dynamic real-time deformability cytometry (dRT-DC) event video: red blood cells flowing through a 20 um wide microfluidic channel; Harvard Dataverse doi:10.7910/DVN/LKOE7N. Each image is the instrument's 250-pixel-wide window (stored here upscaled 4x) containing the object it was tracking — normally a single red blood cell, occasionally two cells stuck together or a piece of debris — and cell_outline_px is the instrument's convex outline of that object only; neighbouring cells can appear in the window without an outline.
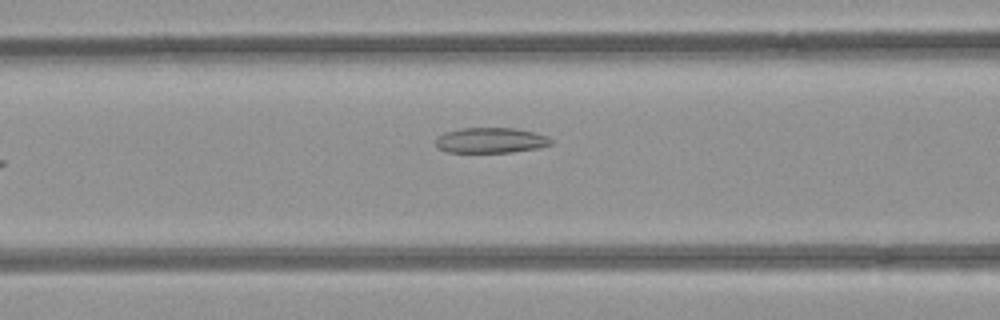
{"species": "common noctule bat (a hibernating species)", "species_latin": "Nyctalus noctula", "temperature_condition": "room temperature", "stored_images_in_passage": 34, "camera_frame_rate_fps": 3000, "um_per_image_px": 0.085, "animal": {"sex": "female", "body_mass_g": 21.9}, "frame": {"image": 1, "passage_image": 6, "time_ms": 1.667, "image_size_px": [1000, 320], "cell_outline_px": [[552, 144], [536, 148], [512, 152], [448, 152], [440, 148], [436, 144], [436, 136], [444, 132], [460, 128], [516, 128], [548, 136], [552, 140]], "centroid_in_image_um": [41.7, 11.92], "position_along_channel_um": 124.9, "area_um2": 16.99}}
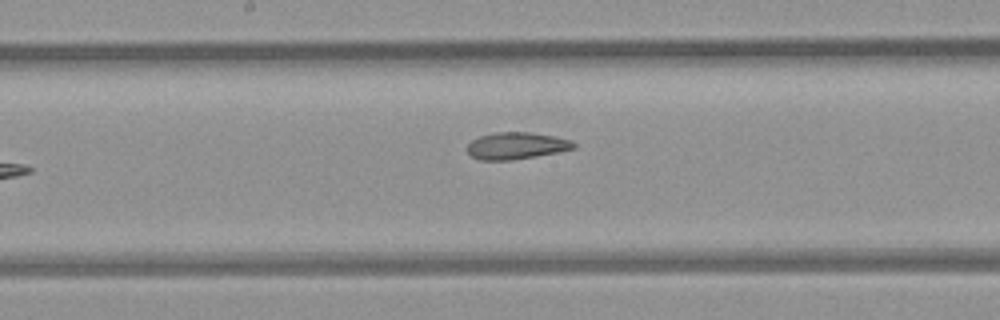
{"frame": {"image": 2, "passage_image": 12, "time_ms": 3.667, "image_size_px": [1000, 320], "cell_outline_px": [[576, 148], [536, 156], [512, 160], [480, 160], [472, 156], [468, 152], [468, 144], [472, 140], [480, 136], [496, 132], [528, 132], [556, 136], [572, 140], [576, 144]], "centroid_in_image_um": [43.92, 12.38], "position_along_channel_um": 204.3, "area_um2": 16.65}}
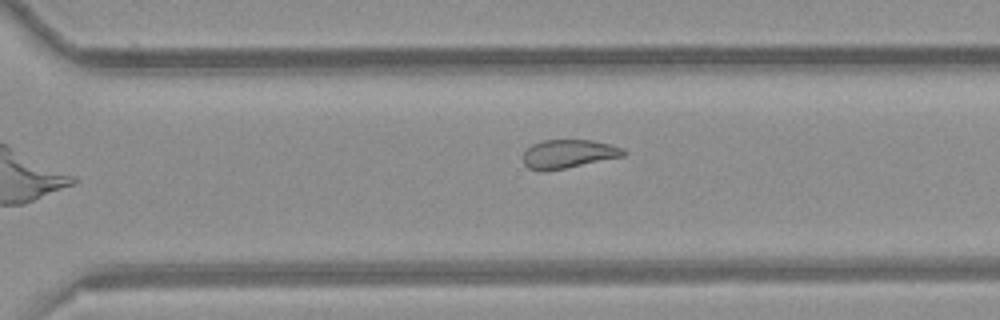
{"frame": {"image": 3, "passage_image": 21, "time_ms": 6.667, "image_size_px": [1000, 320], "cell_outline_px": [[624, 156], [548, 172], [540, 172], [528, 168], [524, 164], [524, 152], [532, 144], [544, 140], [592, 140], [624, 148]], "centroid_in_image_um": [48.28, 13.1], "position_along_channel_um": 322.3, "area_um2": 16.82}, "authors_computed_cell_mechanics": {"area_um2": 17.6868, "velocity_mm_per_s": 3.9545, "shape_relaxation_time_tau1_ms": null, "shape_relaxation_time_tau2_ms": 3.3541, "deformation_change_tau1": null, "deformation_change_tau2": 0.1052}}